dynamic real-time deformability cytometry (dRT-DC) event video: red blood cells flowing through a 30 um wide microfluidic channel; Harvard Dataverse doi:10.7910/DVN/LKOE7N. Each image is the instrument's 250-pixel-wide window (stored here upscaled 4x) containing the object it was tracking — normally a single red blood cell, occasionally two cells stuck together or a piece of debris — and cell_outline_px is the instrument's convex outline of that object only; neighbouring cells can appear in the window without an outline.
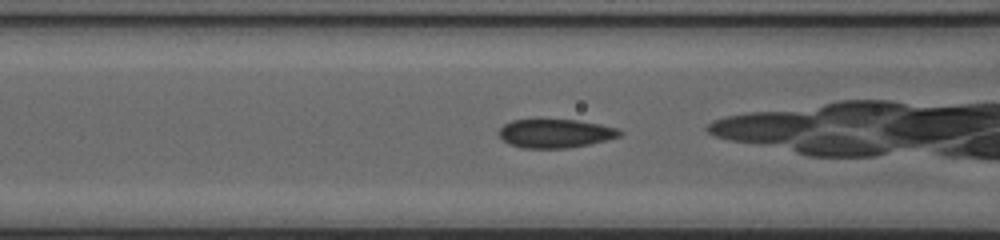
{"species": "common noctule bat (a hibernating species)", "species_latin": "Nyctalus noctula", "temperature_condition": "cold", "stored_images_in_passage": 40, "camera_frame_rate_fps": 3000, "um_per_image_px": 0.085, "animal": {"sex": "female", "body_mass_g": 20.0, "forearm_length_mm": 54.0}, "frame": {"image": 1, "passage_image": 10, "time_ms": 3.0, "image_size_px": [1000, 240], "cell_outline_px": [[624, 132], [620, 136], [588, 144], [568, 148], [520, 148], [508, 144], [496, 132], [504, 124], [512, 120], [536, 116], [576, 120], [600, 124], [616, 128]], "centroid_in_image_um": [47.11, 11.29], "position_along_channel_um": 119.5, "area_um2": 21.04}}
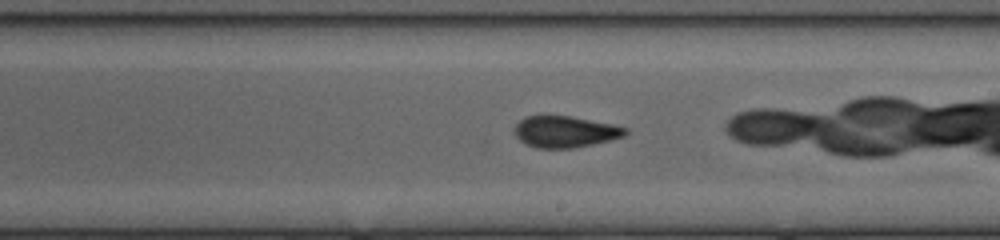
{"frame": {"image": 2, "passage_image": 19, "time_ms": 6.0, "image_size_px": [1000, 240], "cell_outline_px": [[628, 132], [624, 136], [612, 140], [572, 148], [536, 148], [524, 144], [516, 136], [512, 128], [520, 120], [528, 116], [568, 116], [612, 124], [628, 128]], "centroid_in_image_um": [48.02, 11.21], "position_along_channel_um": 241.0, "area_um2": 20.29}}
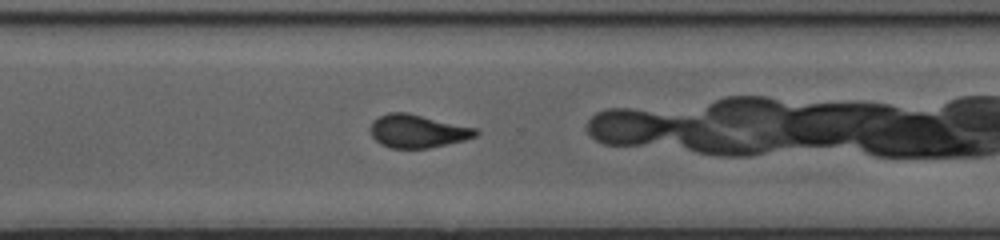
{"frame": {"image": 3, "passage_image": 26, "time_ms": 8.333, "image_size_px": [1000, 240], "cell_outline_px": [[480, 132], [476, 136], [464, 140], [448, 144], [428, 148], [392, 148], [380, 144], [372, 136], [372, 120], [388, 112], [408, 112], [476, 128]], "centroid_in_image_um": [35.51, 11.14], "position_along_channel_um": 335.1, "area_um2": 20.29}, "authors_computed_cell_mechanics": {"area_um2": 20.5479, "velocity_mm_per_s": 4.045, "shape_relaxation_time_tau1_ms": 7.2857, "shape_relaxation_time_tau2_ms": 1.04, "deformation_change_tau1": 0.1426, "deformation_change_tau2": 0.0508}}